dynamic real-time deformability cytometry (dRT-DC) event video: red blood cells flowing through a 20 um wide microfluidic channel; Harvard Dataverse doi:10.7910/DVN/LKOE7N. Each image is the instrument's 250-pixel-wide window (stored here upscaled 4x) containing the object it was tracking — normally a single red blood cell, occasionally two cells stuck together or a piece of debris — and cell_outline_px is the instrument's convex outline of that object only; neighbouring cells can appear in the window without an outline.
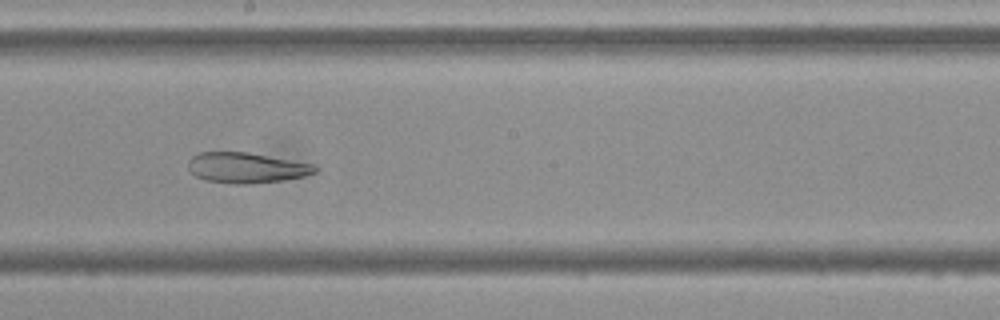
{"species": "Egyptian fruit bat (a non-hibernating species)", "species_latin": "Rousettus aegyptiacus", "temperature_condition": "cold", "stored_images_in_passage": 35, "camera_frame_rate_fps": 3000, "um_per_image_px": 0.085, "frame": {"image": 1, "passage_image": 30, "time_ms": 9.667, "image_size_px": [1000, 320], "cell_outline_px": [[320, 168], [316, 172], [304, 176], [280, 180], [244, 184], [232, 184], [204, 180], [196, 176], [188, 168], [188, 160], [192, 156], [200, 152], [248, 152], [316, 164]], "centroid_in_image_um": [20.96, 14.25], "position_along_channel_um": 227.2, "area_um2": 22.6}}